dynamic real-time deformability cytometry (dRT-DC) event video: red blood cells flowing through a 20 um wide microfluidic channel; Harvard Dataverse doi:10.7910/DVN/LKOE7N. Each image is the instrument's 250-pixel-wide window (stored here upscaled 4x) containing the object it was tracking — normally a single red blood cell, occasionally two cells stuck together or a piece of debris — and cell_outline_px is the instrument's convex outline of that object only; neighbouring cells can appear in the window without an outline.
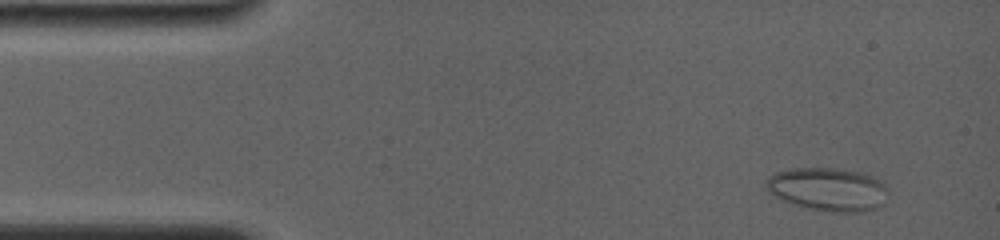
{"species": "common noctule bat (a hibernating species)", "species_latin": "Nyctalus noctula", "temperature_condition": "room temperature", "stored_images_in_passage": 56, "camera_frame_rate_fps": 4000, "um_per_image_px": 0.085, "animal": {"sex": "female", "body_mass_g": 19.0, "forearm_length_mm": 56.7}, "frame": {"image": 1, "passage_image": 4, "time_ms": 1.0, "image_size_px": [1000, 240], "cell_outline_px": [[888, 192], [884, 204], [876, 208], [860, 212], [832, 212], [804, 208], [780, 200], [768, 192], [764, 184], [768, 176], [776, 172], [792, 168], [832, 168], [864, 172], [880, 180], [888, 188]], "centroid_in_image_um": [70.36, 16.09], "position_along_channel_um": 14.6, "area_um2": 31.33}}
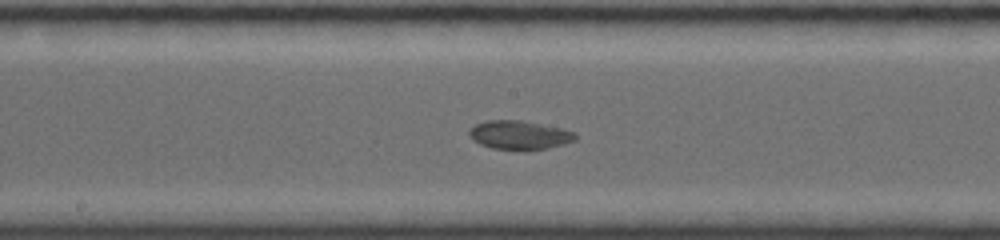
{"frame": {"image": 2, "passage_image": 34, "time_ms": 8.5, "image_size_px": [1000, 240], "cell_outline_px": [[576, 140], [564, 144], [548, 148], [492, 148], [480, 144], [472, 140], [468, 132], [476, 124], [488, 120], [520, 120], [560, 128], [576, 132]], "centroid_in_image_um": [44.15, 11.45], "position_along_channel_um": 204.0, "area_um2": 17.28}}
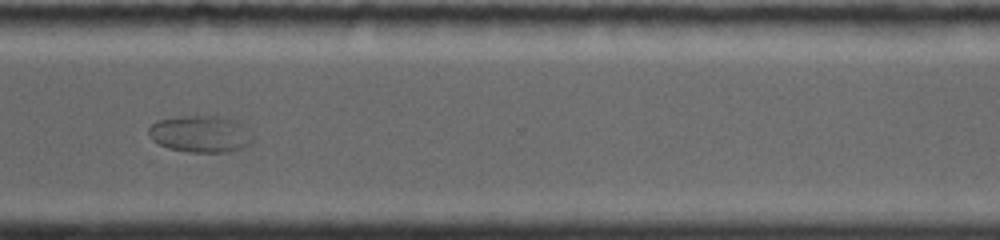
{"frame": {"image": 3, "passage_image": 55, "time_ms": 12.5, "image_size_px": [1000, 240], "cell_outline_px": [[252, 140], [248, 144], [240, 148], [228, 152], [192, 152], [168, 148], [152, 140], [148, 132], [148, 128], [156, 120], [184, 116], [216, 116], [236, 120], [252, 136]], "centroid_in_image_um": [16.99, 11.38], "position_along_channel_um": 353.6, "area_um2": 21.96}}